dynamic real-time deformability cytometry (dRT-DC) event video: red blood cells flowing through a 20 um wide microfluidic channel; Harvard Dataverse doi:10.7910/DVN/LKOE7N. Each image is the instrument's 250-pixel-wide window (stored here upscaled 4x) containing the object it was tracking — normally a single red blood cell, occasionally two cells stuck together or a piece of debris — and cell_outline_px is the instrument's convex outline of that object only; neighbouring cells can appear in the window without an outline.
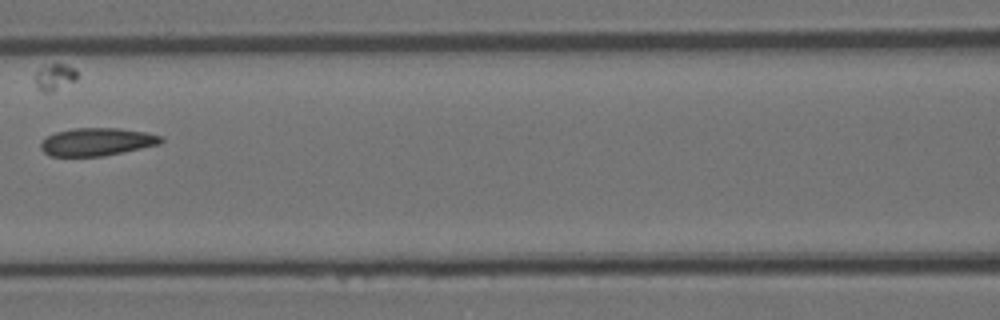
{"species": "Egyptian fruit bat (a non-hibernating species)", "species_latin": "Rousettus aegyptiacus", "temperature_condition": "room temperature", "stored_images_in_passage": 9, "camera_frame_rate_fps": 3000, "um_per_image_px": 0.085, "animal": {"sex": "female"}, "frame": {"image": 1, "passage_image": 7, "time_ms": 7.667, "image_size_px": [1000, 320], "cell_outline_px": [[164, 140], [160, 144], [124, 152], [104, 156], [52, 156], [44, 152], [40, 148], [40, 144], [48, 136], [56, 132], [72, 128], [120, 128], [144, 132], [160, 136]], "centroid_in_image_um": [8.24, 12.06], "position_along_channel_um": 158.4, "area_um2": 19.42}}